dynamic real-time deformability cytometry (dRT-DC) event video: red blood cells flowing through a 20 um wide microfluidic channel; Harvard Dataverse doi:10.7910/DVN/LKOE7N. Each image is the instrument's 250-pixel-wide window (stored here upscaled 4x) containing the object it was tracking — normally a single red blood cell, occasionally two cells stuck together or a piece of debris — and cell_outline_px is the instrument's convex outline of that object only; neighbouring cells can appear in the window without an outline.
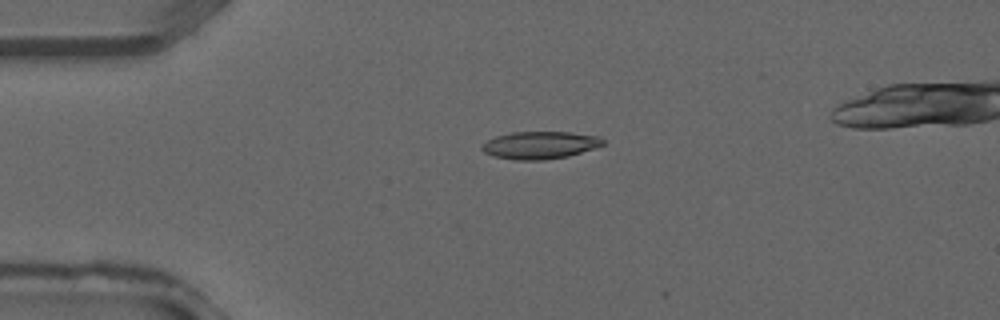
{"species": "common noctule bat (a hibernating species)", "species_latin": "Nyctalus noctula", "temperature_condition": "warm", "stored_images_in_passage": 28, "camera_frame_rate_fps": 3000, "um_per_image_px": 0.085, "animal": {"sex": "male", "forearm_length_mm": 52.5}, "frame": {"image": 1, "passage_image": 1, "time_ms": 0.0, "image_size_px": [1000, 320], "cell_outline_px": [[604, 144], [596, 148], [568, 156], [544, 160], [516, 160], [496, 156], [484, 152], [480, 148], [488, 140], [496, 136], [512, 132], [568, 132], [600, 136], [604, 140]], "centroid_in_image_um": [45.94, 12.33], "position_along_channel_um": 39.1, "area_um2": 19.31}}
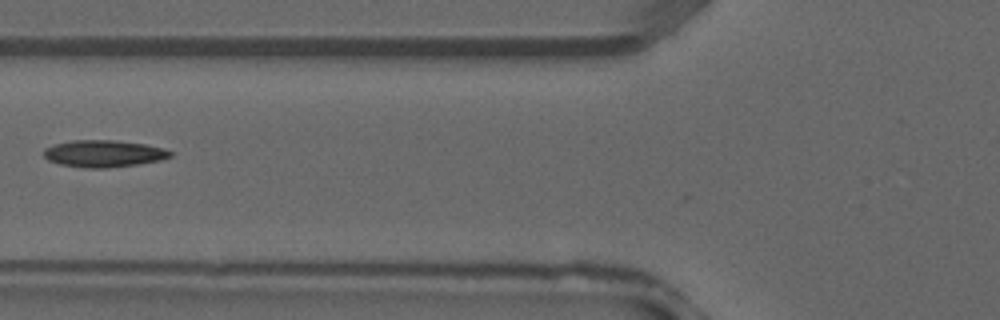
{"frame": {"image": 2, "passage_image": 7, "time_ms": 2.0, "image_size_px": [1000, 320], "cell_outline_px": [[172, 156], [160, 160], [136, 164], [108, 168], [84, 168], [60, 164], [48, 160], [44, 156], [44, 148], [56, 144], [72, 140], [116, 140], [144, 144], [164, 148], [172, 152]], "centroid_in_image_um": [8.81, 13.05], "position_along_channel_um": 117.0, "area_um2": 19.83}}
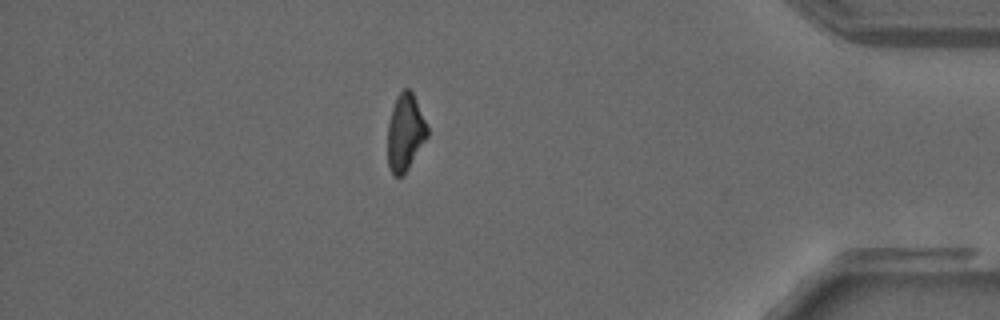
{"frame": {"image": 3, "passage_image": 25, "time_ms": 8.0, "image_size_px": [1000, 320], "cell_outline_px": [[428, 136], [404, 176], [392, 176], [388, 168], [388, 124], [392, 108], [396, 96], [404, 88], [408, 88], [412, 92], [428, 124]], "centroid_in_image_um": [34.45, 11.28], "position_along_channel_um": 400.8, "area_um2": 18.03}}